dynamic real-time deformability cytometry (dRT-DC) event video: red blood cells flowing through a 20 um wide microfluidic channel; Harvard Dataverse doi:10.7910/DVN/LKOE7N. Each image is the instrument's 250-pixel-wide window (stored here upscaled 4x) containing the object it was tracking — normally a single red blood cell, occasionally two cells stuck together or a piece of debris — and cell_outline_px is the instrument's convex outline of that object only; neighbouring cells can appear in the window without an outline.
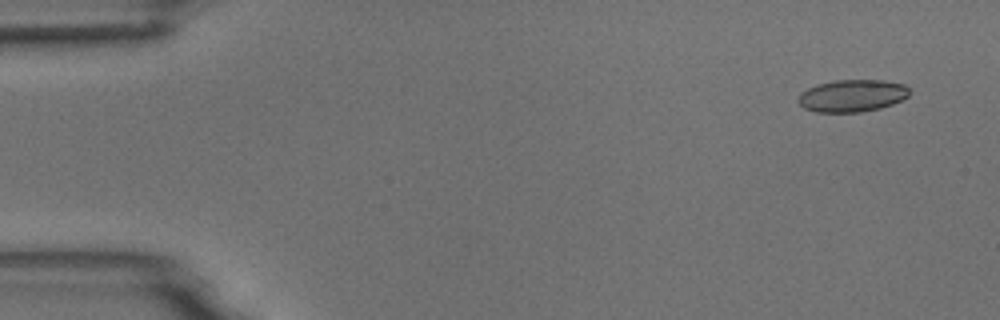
{"species": "common noctule bat (a hibernating species)", "species_latin": "Nyctalus noctula", "temperature_condition": "room temperature", "stored_images_in_passage": 5, "camera_frame_rate_fps": 3000, "um_per_image_px": 0.085, "animal": {"sex": "male", "body_mass_g": 18.8}, "frame": {"image": 1, "passage_image": 1, "time_ms": 0.0, "image_size_px": [1000, 320], "cell_outline_px": [[908, 96], [892, 104], [880, 108], [860, 112], [816, 112], [804, 108], [796, 100], [800, 92], [816, 84], [836, 80], [880, 80], [904, 84], [908, 88]], "centroid_in_image_um": [72.38, 8.13], "position_along_channel_um": 12.6, "area_um2": 20.87}}
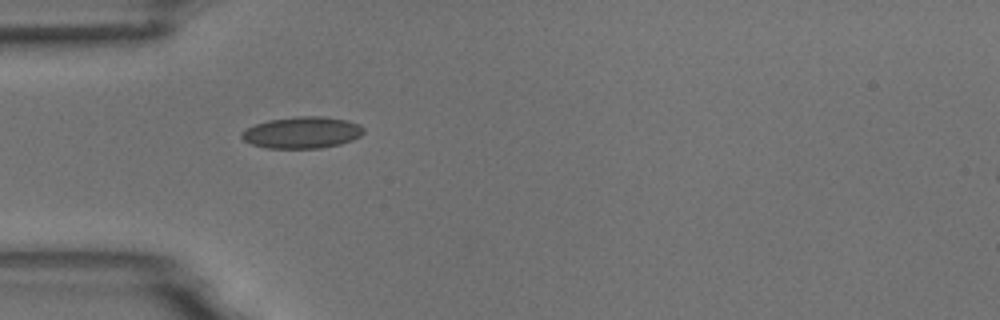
{"frame": {"image": 2, "passage_image": 5, "time_ms": 4.333, "image_size_px": [1000, 320], "cell_outline_px": [[364, 132], [360, 136], [352, 140], [340, 144], [320, 148], [268, 148], [252, 144], [244, 140], [240, 136], [240, 132], [256, 124], [268, 120], [296, 116], [320, 116], [348, 120], [360, 124], [364, 128]], "centroid_in_image_um": [25.69, 11.26], "position_along_channel_um": 59.3, "area_um2": 22.48}}